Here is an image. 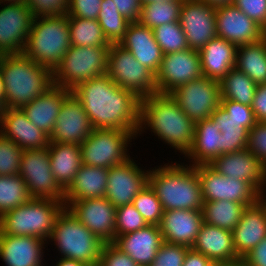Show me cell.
Wrapping results in <instances>:
<instances>
[{
	"mask_svg": "<svg viewBox=\"0 0 266 266\" xmlns=\"http://www.w3.org/2000/svg\"><path fill=\"white\" fill-rule=\"evenodd\" d=\"M184 0H167L143 4L138 22L150 29L162 24L179 21Z\"/></svg>",
	"mask_w": 266,
	"mask_h": 266,
	"instance_id": "obj_38",
	"label": "cell"
},
{
	"mask_svg": "<svg viewBox=\"0 0 266 266\" xmlns=\"http://www.w3.org/2000/svg\"><path fill=\"white\" fill-rule=\"evenodd\" d=\"M246 204L227 200L204 202L202 206L203 222L232 231L241 219Z\"/></svg>",
	"mask_w": 266,
	"mask_h": 266,
	"instance_id": "obj_35",
	"label": "cell"
},
{
	"mask_svg": "<svg viewBox=\"0 0 266 266\" xmlns=\"http://www.w3.org/2000/svg\"><path fill=\"white\" fill-rule=\"evenodd\" d=\"M0 134L22 150L48 148L49 135L37 128L20 108H6L0 119Z\"/></svg>",
	"mask_w": 266,
	"mask_h": 266,
	"instance_id": "obj_23",
	"label": "cell"
},
{
	"mask_svg": "<svg viewBox=\"0 0 266 266\" xmlns=\"http://www.w3.org/2000/svg\"><path fill=\"white\" fill-rule=\"evenodd\" d=\"M115 236L129 234L148 224L132 204L119 206L115 211Z\"/></svg>",
	"mask_w": 266,
	"mask_h": 266,
	"instance_id": "obj_44",
	"label": "cell"
},
{
	"mask_svg": "<svg viewBox=\"0 0 266 266\" xmlns=\"http://www.w3.org/2000/svg\"><path fill=\"white\" fill-rule=\"evenodd\" d=\"M6 108H22L53 86L52 70L23 53L2 54Z\"/></svg>",
	"mask_w": 266,
	"mask_h": 266,
	"instance_id": "obj_5",
	"label": "cell"
},
{
	"mask_svg": "<svg viewBox=\"0 0 266 266\" xmlns=\"http://www.w3.org/2000/svg\"><path fill=\"white\" fill-rule=\"evenodd\" d=\"M22 149L0 134V176L19 174Z\"/></svg>",
	"mask_w": 266,
	"mask_h": 266,
	"instance_id": "obj_43",
	"label": "cell"
},
{
	"mask_svg": "<svg viewBox=\"0 0 266 266\" xmlns=\"http://www.w3.org/2000/svg\"><path fill=\"white\" fill-rule=\"evenodd\" d=\"M216 34L237 47L259 42L266 31L235 5L215 8Z\"/></svg>",
	"mask_w": 266,
	"mask_h": 266,
	"instance_id": "obj_20",
	"label": "cell"
},
{
	"mask_svg": "<svg viewBox=\"0 0 266 266\" xmlns=\"http://www.w3.org/2000/svg\"><path fill=\"white\" fill-rule=\"evenodd\" d=\"M69 35L73 46H110L97 19L69 17Z\"/></svg>",
	"mask_w": 266,
	"mask_h": 266,
	"instance_id": "obj_37",
	"label": "cell"
},
{
	"mask_svg": "<svg viewBox=\"0 0 266 266\" xmlns=\"http://www.w3.org/2000/svg\"><path fill=\"white\" fill-rule=\"evenodd\" d=\"M182 266H214V263L207 256L189 248Z\"/></svg>",
	"mask_w": 266,
	"mask_h": 266,
	"instance_id": "obj_55",
	"label": "cell"
},
{
	"mask_svg": "<svg viewBox=\"0 0 266 266\" xmlns=\"http://www.w3.org/2000/svg\"><path fill=\"white\" fill-rule=\"evenodd\" d=\"M236 121H245V128L250 131L256 124V119L251 106L235 102L233 100H221L220 104Z\"/></svg>",
	"mask_w": 266,
	"mask_h": 266,
	"instance_id": "obj_50",
	"label": "cell"
},
{
	"mask_svg": "<svg viewBox=\"0 0 266 266\" xmlns=\"http://www.w3.org/2000/svg\"><path fill=\"white\" fill-rule=\"evenodd\" d=\"M203 75L198 51L192 49L166 53L155 74L157 93L169 94L178 86Z\"/></svg>",
	"mask_w": 266,
	"mask_h": 266,
	"instance_id": "obj_15",
	"label": "cell"
},
{
	"mask_svg": "<svg viewBox=\"0 0 266 266\" xmlns=\"http://www.w3.org/2000/svg\"><path fill=\"white\" fill-rule=\"evenodd\" d=\"M235 67L256 85L266 84V37L259 42L238 46Z\"/></svg>",
	"mask_w": 266,
	"mask_h": 266,
	"instance_id": "obj_34",
	"label": "cell"
},
{
	"mask_svg": "<svg viewBox=\"0 0 266 266\" xmlns=\"http://www.w3.org/2000/svg\"><path fill=\"white\" fill-rule=\"evenodd\" d=\"M69 0H26L34 17L67 15Z\"/></svg>",
	"mask_w": 266,
	"mask_h": 266,
	"instance_id": "obj_47",
	"label": "cell"
},
{
	"mask_svg": "<svg viewBox=\"0 0 266 266\" xmlns=\"http://www.w3.org/2000/svg\"><path fill=\"white\" fill-rule=\"evenodd\" d=\"M170 145L175 152L188 153L193 144L195 123L184 113L170 94H152L140 101V136L145 130ZM144 131V132H143ZM177 150V151H176Z\"/></svg>",
	"mask_w": 266,
	"mask_h": 266,
	"instance_id": "obj_3",
	"label": "cell"
},
{
	"mask_svg": "<svg viewBox=\"0 0 266 266\" xmlns=\"http://www.w3.org/2000/svg\"><path fill=\"white\" fill-rule=\"evenodd\" d=\"M54 243L61 258L97 266L104 243L64 207L54 222L48 242Z\"/></svg>",
	"mask_w": 266,
	"mask_h": 266,
	"instance_id": "obj_8",
	"label": "cell"
},
{
	"mask_svg": "<svg viewBox=\"0 0 266 266\" xmlns=\"http://www.w3.org/2000/svg\"><path fill=\"white\" fill-rule=\"evenodd\" d=\"M197 1L206 3L207 5H211L214 8L230 5L233 3V0H197Z\"/></svg>",
	"mask_w": 266,
	"mask_h": 266,
	"instance_id": "obj_57",
	"label": "cell"
},
{
	"mask_svg": "<svg viewBox=\"0 0 266 266\" xmlns=\"http://www.w3.org/2000/svg\"><path fill=\"white\" fill-rule=\"evenodd\" d=\"M196 171L204 202L227 200L250 206L260 199V194L249 183L223 176L210 165L196 166Z\"/></svg>",
	"mask_w": 266,
	"mask_h": 266,
	"instance_id": "obj_14",
	"label": "cell"
},
{
	"mask_svg": "<svg viewBox=\"0 0 266 266\" xmlns=\"http://www.w3.org/2000/svg\"><path fill=\"white\" fill-rule=\"evenodd\" d=\"M179 23L185 33L189 49L200 51L217 36L215 8L197 0H184Z\"/></svg>",
	"mask_w": 266,
	"mask_h": 266,
	"instance_id": "obj_18",
	"label": "cell"
},
{
	"mask_svg": "<svg viewBox=\"0 0 266 266\" xmlns=\"http://www.w3.org/2000/svg\"><path fill=\"white\" fill-rule=\"evenodd\" d=\"M106 75L140 99L157 93L155 74L119 44L109 47Z\"/></svg>",
	"mask_w": 266,
	"mask_h": 266,
	"instance_id": "obj_10",
	"label": "cell"
},
{
	"mask_svg": "<svg viewBox=\"0 0 266 266\" xmlns=\"http://www.w3.org/2000/svg\"><path fill=\"white\" fill-rule=\"evenodd\" d=\"M31 199L25 181L19 174L0 176V217Z\"/></svg>",
	"mask_w": 266,
	"mask_h": 266,
	"instance_id": "obj_39",
	"label": "cell"
},
{
	"mask_svg": "<svg viewBox=\"0 0 266 266\" xmlns=\"http://www.w3.org/2000/svg\"><path fill=\"white\" fill-rule=\"evenodd\" d=\"M0 53H22L33 23L27 4H0Z\"/></svg>",
	"mask_w": 266,
	"mask_h": 266,
	"instance_id": "obj_19",
	"label": "cell"
},
{
	"mask_svg": "<svg viewBox=\"0 0 266 266\" xmlns=\"http://www.w3.org/2000/svg\"><path fill=\"white\" fill-rule=\"evenodd\" d=\"M133 158L108 168L105 197L117 208L132 204L137 194L148 184L150 169H143Z\"/></svg>",
	"mask_w": 266,
	"mask_h": 266,
	"instance_id": "obj_16",
	"label": "cell"
},
{
	"mask_svg": "<svg viewBox=\"0 0 266 266\" xmlns=\"http://www.w3.org/2000/svg\"><path fill=\"white\" fill-rule=\"evenodd\" d=\"M19 175L32 198L64 202L65 190L51 171L48 148L23 150Z\"/></svg>",
	"mask_w": 266,
	"mask_h": 266,
	"instance_id": "obj_12",
	"label": "cell"
},
{
	"mask_svg": "<svg viewBox=\"0 0 266 266\" xmlns=\"http://www.w3.org/2000/svg\"><path fill=\"white\" fill-rule=\"evenodd\" d=\"M109 47L71 45L52 71L53 85L72 90L83 81L105 75Z\"/></svg>",
	"mask_w": 266,
	"mask_h": 266,
	"instance_id": "obj_9",
	"label": "cell"
},
{
	"mask_svg": "<svg viewBox=\"0 0 266 266\" xmlns=\"http://www.w3.org/2000/svg\"><path fill=\"white\" fill-rule=\"evenodd\" d=\"M69 16L34 17L22 53L52 71L71 47Z\"/></svg>",
	"mask_w": 266,
	"mask_h": 266,
	"instance_id": "obj_6",
	"label": "cell"
},
{
	"mask_svg": "<svg viewBox=\"0 0 266 266\" xmlns=\"http://www.w3.org/2000/svg\"><path fill=\"white\" fill-rule=\"evenodd\" d=\"M47 242L32 236H13L0 231V259L5 266H44Z\"/></svg>",
	"mask_w": 266,
	"mask_h": 266,
	"instance_id": "obj_25",
	"label": "cell"
},
{
	"mask_svg": "<svg viewBox=\"0 0 266 266\" xmlns=\"http://www.w3.org/2000/svg\"><path fill=\"white\" fill-rule=\"evenodd\" d=\"M102 0H69L67 15L84 19H97Z\"/></svg>",
	"mask_w": 266,
	"mask_h": 266,
	"instance_id": "obj_48",
	"label": "cell"
},
{
	"mask_svg": "<svg viewBox=\"0 0 266 266\" xmlns=\"http://www.w3.org/2000/svg\"><path fill=\"white\" fill-rule=\"evenodd\" d=\"M163 243L157 225H147L129 234L117 236L113 244L126 253L136 264L152 265Z\"/></svg>",
	"mask_w": 266,
	"mask_h": 266,
	"instance_id": "obj_28",
	"label": "cell"
},
{
	"mask_svg": "<svg viewBox=\"0 0 266 266\" xmlns=\"http://www.w3.org/2000/svg\"><path fill=\"white\" fill-rule=\"evenodd\" d=\"M210 166L223 176L249 183L259 194L266 189V167L247 149L221 154Z\"/></svg>",
	"mask_w": 266,
	"mask_h": 266,
	"instance_id": "obj_21",
	"label": "cell"
},
{
	"mask_svg": "<svg viewBox=\"0 0 266 266\" xmlns=\"http://www.w3.org/2000/svg\"><path fill=\"white\" fill-rule=\"evenodd\" d=\"M191 248L207 256L213 263L241 260L233 245L232 232L204 222Z\"/></svg>",
	"mask_w": 266,
	"mask_h": 266,
	"instance_id": "obj_30",
	"label": "cell"
},
{
	"mask_svg": "<svg viewBox=\"0 0 266 266\" xmlns=\"http://www.w3.org/2000/svg\"><path fill=\"white\" fill-rule=\"evenodd\" d=\"M247 143L245 121L232 119L220 105L210 118L195 123L193 144L185 156L190 165H210L221 154L246 149Z\"/></svg>",
	"mask_w": 266,
	"mask_h": 266,
	"instance_id": "obj_2",
	"label": "cell"
},
{
	"mask_svg": "<svg viewBox=\"0 0 266 266\" xmlns=\"http://www.w3.org/2000/svg\"><path fill=\"white\" fill-rule=\"evenodd\" d=\"M71 93L82 104L93 129L130 131L137 138L141 99L132 91L105 74L79 83Z\"/></svg>",
	"mask_w": 266,
	"mask_h": 266,
	"instance_id": "obj_1",
	"label": "cell"
},
{
	"mask_svg": "<svg viewBox=\"0 0 266 266\" xmlns=\"http://www.w3.org/2000/svg\"><path fill=\"white\" fill-rule=\"evenodd\" d=\"M132 205L145 219L148 225L159 226L163 215V207L155 191L147 184L133 199Z\"/></svg>",
	"mask_w": 266,
	"mask_h": 266,
	"instance_id": "obj_42",
	"label": "cell"
},
{
	"mask_svg": "<svg viewBox=\"0 0 266 266\" xmlns=\"http://www.w3.org/2000/svg\"><path fill=\"white\" fill-rule=\"evenodd\" d=\"M48 152L51 171L61 187L66 190L83 164L80 145L49 143Z\"/></svg>",
	"mask_w": 266,
	"mask_h": 266,
	"instance_id": "obj_33",
	"label": "cell"
},
{
	"mask_svg": "<svg viewBox=\"0 0 266 266\" xmlns=\"http://www.w3.org/2000/svg\"><path fill=\"white\" fill-rule=\"evenodd\" d=\"M266 167V122L257 121L248 131L247 148Z\"/></svg>",
	"mask_w": 266,
	"mask_h": 266,
	"instance_id": "obj_46",
	"label": "cell"
},
{
	"mask_svg": "<svg viewBox=\"0 0 266 266\" xmlns=\"http://www.w3.org/2000/svg\"><path fill=\"white\" fill-rule=\"evenodd\" d=\"M231 232L234 248L242 260L266 237V205L261 199L244 209Z\"/></svg>",
	"mask_w": 266,
	"mask_h": 266,
	"instance_id": "obj_24",
	"label": "cell"
},
{
	"mask_svg": "<svg viewBox=\"0 0 266 266\" xmlns=\"http://www.w3.org/2000/svg\"><path fill=\"white\" fill-rule=\"evenodd\" d=\"M93 128L82 104L71 94L64 102L49 136L50 143L81 145Z\"/></svg>",
	"mask_w": 266,
	"mask_h": 266,
	"instance_id": "obj_22",
	"label": "cell"
},
{
	"mask_svg": "<svg viewBox=\"0 0 266 266\" xmlns=\"http://www.w3.org/2000/svg\"><path fill=\"white\" fill-rule=\"evenodd\" d=\"M97 20L110 44H119L130 23L123 17L112 0H102Z\"/></svg>",
	"mask_w": 266,
	"mask_h": 266,
	"instance_id": "obj_40",
	"label": "cell"
},
{
	"mask_svg": "<svg viewBox=\"0 0 266 266\" xmlns=\"http://www.w3.org/2000/svg\"><path fill=\"white\" fill-rule=\"evenodd\" d=\"M169 162L151 168L148 176V184L163 210H202L204 201L196 166Z\"/></svg>",
	"mask_w": 266,
	"mask_h": 266,
	"instance_id": "obj_4",
	"label": "cell"
},
{
	"mask_svg": "<svg viewBox=\"0 0 266 266\" xmlns=\"http://www.w3.org/2000/svg\"><path fill=\"white\" fill-rule=\"evenodd\" d=\"M119 45L130 51L138 62L154 74L158 72L164 54L155 40L153 29L138 21L130 22Z\"/></svg>",
	"mask_w": 266,
	"mask_h": 266,
	"instance_id": "obj_27",
	"label": "cell"
},
{
	"mask_svg": "<svg viewBox=\"0 0 266 266\" xmlns=\"http://www.w3.org/2000/svg\"><path fill=\"white\" fill-rule=\"evenodd\" d=\"M265 192H266V189L260 193V199L266 205V193Z\"/></svg>",
	"mask_w": 266,
	"mask_h": 266,
	"instance_id": "obj_62",
	"label": "cell"
},
{
	"mask_svg": "<svg viewBox=\"0 0 266 266\" xmlns=\"http://www.w3.org/2000/svg\"><path fill=\"white\" fill-rule=\"evenodd\" d=\"M169 94L194 123L210 118L221 104L220 82L203 75Z\"/></svg>",
	"mask_w": 266,
	"mask_h": 266,
	"instance_id": "obj_13",
	"label": "cell"
},
{
	"mask_svg": "<svg viewBox=\"0 0 266 266\" xmlns=\"http://www.w3.org/2000/svg\"><path fill=\"white\" fill-rule=\"evenodd\" d=\"M135 138L130 131L93 129L80 145L82 163L107 169L123 163L130 158L129 144Z\"/></svg>",
	"mask_w": 266,
	"mask_h": 266,
	"instance_id": "obj_11",
	"label": "cell"
},
{
	"mask_svg": "<svg viewBox=\"0 0 266 266\" xmlns=\"http://www.w3.org/2000/svg\"><path fill=\"white\" fill-rule=\"evenodd\" d=\"M242 260L245 266H266V237Z\"/></svg>",
	"mask_w": 266,
	"mask_h": 266,
	"instance_id": "obj_54",
	"label": "cell"
},
{
	"mask_svg": "<svg viewBox=\"0 0 266 266\" xmlns=\"http://www.w3.org/2000/svg\"><path fill=\"white\" fill-rule=\"evenodd\" d=\"M202 223V210H167L163 212L159 228L163 241L191 248Z\"/></svg>",
	"mask_w": 266,
	"mask_h": 266,
	"instance_id": "obj_26",
	"label": "cell"
},
{
	"mask_svg": "<svg viewBox=\"0 0 266 266\" xmlns=\"http://www.w3.org/2000/svg\"><path fill=\"white\" fill-rule=\"evenodd\" d=\"M189 247L163 241L151 266H182Z\"/></svg>",
	"mask_w": 266,
	"mask_h": 266,
	"instance_id": "obj_45",
	"label": "cell"
},
{
	"mask_svg": "<svg viewBox=\"0 0 266 266\" xmlns=\"http://www.w3.org/2000/svg\"><path fill=\"white\" fill-rule=\"evenodd\" d=\"M119 13L130 22L138 21L142 4L140 0H112Z\"/></svg>",
	"mask_w": 266,
	"mask_h": 266,
	"instance_id": "obj_52",
	"label": "cell"
},
{
	"mask_svg": "<svg viewBox=\"0 0 266 266\" xmlns=\"http://www.w3.org/2000/svg\"><path fill=\"white\" fill-rule=\"evenodd\" d=\"M66 207L103 243L115 241L116 207L106 197L71 201Z\"/></svg>",
	"mask_w": 266,
	"mask_h": 266,
	"instance_id": "obj_17",
	"label": "cell"
},
{
	"mask_svg": "<svg viewBox=\"0 0 266 266\" xmlns=\"http://www.w3.org/2000/svg\"><path fill=\"white\" fill-rule=\"evenodd\" d=\"M108 169L82 164L65 190L64 206L71 201L105 197Z\"/></svg>",
	"mask_w": 266,
	"mask_h": 266,
	"instance_id": "obj_32",
	"label": "cell"
},
{
	"mask_svg": "<svg viewBox=\"0 0 266 266\" xmlns=\"http://www.w3.org/2000/svg\"><path fill=\"white\" fill-rule=\"evenodd\" d=\"M221 100H233L251 106L257 85L236 67L220 81Z\"/></svg>",
	"mask_w": 266,
	"mask_h": 266,
	"instance_id": "obj_36",
	"label": "cell"
},
{
	"mask_svg": "<svg viewBox=\"0 0 266 266\" xmlns=\"http://www.w3.org/2000/svg\"><path fill=\"white\" fill-rule=\"evenodd\" d=\"M135 262L113 243H104L97 266H135Z\"/></svg>",
	"mask_w": 266,
	"mask_h": 266,
	"instance_id": "obj_49",
	"label": "cell"
},
{
	"mask_svg": "<svg viewBox=\"0 0 266 266\" xmlns=\"http://www.w3.org/2000/svg\"><path fill=\"white\" fill-rule=\"evenodd\" d=\"M6 111L5 103L0 99V119Z\"/></svg>",
	"mask_w": 266,
	"mask_h": 266,
	"instance_id": "obj_61",
	"label": "cell"
},
{
	"mask_svg": "<svg viewBox=\"0 0 266 266\" xmlns=\"http://www.w3.org/2000/svg\"><path fill=\"white\" fill-rule=\"evenodd\" d=\"M232 4L266 31V0H233Z\"/></svg>",
	"mask_w": 266,
	"mask_h": 266,
	"instance_id": "obj_51",
	"label": "cell"
},
{
	"mask_svg": "<svg viewBox=\"0 0 266 266\" xmlns=\"http://www.w3.org/2000/svg\"><path fill=\"white\" fill-rule=\"evenodd\" d=\"M0 99L5 103V85L4 79L1 72V60H0Z\"/></svg>",
	"mask_w": 266,
	"mask_h": 266,
	"instance_id": "obj_58",
	"label": "cell"
},
{
	"mask_svg": "<svg viewBox=\"0 0 266 266\" xmlns=\"http://www.w3.org/2000/svg\"><path fill=\"white\" fill-rule=\"evenodd\" d=\"M54 266H87L85 263L74 259L60 258Z\"/></svg>",
	"mask_w": 266,
	"mask_h": 266,
	"instance_id": "obj_56",
	"label": "cell"
},
{
	"mask_svg": "<svg viewBox=\"0 0 266 266\" xmlns=\"http://www.w3.org/2000/svg\"><path fill=\"white\" fill-rule=\"evenodd\" d=\"M153 32L163 54L189 49L185 33L179 21L159 25L153 29Z\"/></svg>",
	"mask_w": 266,
	"mask_h": 266,
	"instance_id": "obj_41",
	"label": "cell"
},
{
	"mask_svg": "<svg viewBox=\"0 0 266 266\" xmlns=\"http://www.w3.org/2000/svg\"><path fill=\"white\" fill-rule=\"evenodd\" d=\"M214 266H245V263L243 260H238L226 263H214Z\"/></svg>",
	"mask_w": 266,
	"mask_h": 266,
	"instance_id": "obj_59",
	"label": "cell"
},
{
	"mask_svg": "<svg viewBox=\"0 0 266 266\" xmlns=\"http://www.w3.org/2000/svg\"><path fill=\"white\" fill-rule=\"evenodd\" d=\"M71 94V90L53 85L21 109L30 122L50 136L63 102Z\"/></svg>",
	"mask_w": 266,
	"mask_h": 266,
	"instance_id": "obj_29",
	"label": "cell"
},
{
	"mask_svg": "<svg viewBox=\"0 0 266 266\" xmlns=\"http://www.w3.org/2000/svg\"><path fill=\"white\" fill-rule=\"evenodd\" d=\"M251 107L256 121L266 122V84L257 85Z\"/></svg>",
	"mask_w": 266,
	"mask_h": 266,
	"instance_id": "obj_53",
	"label": "cell"
},
{
	"mask_svg": "<svg viewBox=\"0 0 266 266\" xmlns=\"http://www.w3.org/2000/svg\"><path fill=\"white\" fill-rule=\"evenodd\" d=\"M135 266H149V265L135 264Z\"/></svg>",
	"mask_w": 266,
	"mask_h": 266,
	"instance_id": "obj_64",
	"label": "cell"
},
{
	"mask_svg": "<svg viewBox=\"0 0 266 266\" xmlns=\"http://www.w3.org/2000/svg\"><path fill=\"white\" fill-rule=\"evenodd\" d=\"M237 46L214 37L199 51L203 76L220 81L236 65Z\"/></svg>",
	"mask_w": 266,
	"mask_h": 266,
	"instance_id": "obj_31",
	"label": "cell"
},
{
	"mask_svg": "<svg viewBox=\"0 0 266 266\" xmlns=\"http://www.w3.org/2000/svg\"><path fill=\"white\" fill-rule=\"evenodd\" d=\"M26 4V0H0V4Z\"/></svg>",
	"mask_w": 266,
	"mask_h": 266,
	"instance_id": "obj_60",
	"label": "cell"
},
{
	"mask_svg": "<svg viewBox=\"0 0 266 266\" xmlns=\"http://www.w3.org/2000/svg\"><path fill=\"white\" fill-rule=\"evenodd\" d=\"M161 2V1H167V0H140L141 4H146V3H149V2Z\"/></svg>",
	"mask_w": 266,
	"mask_h": 266,
	"instance_id": "obj_63",
	"label": "cell"
},
{
	"mask_svg": "<svg viewBox=\"0 0 266 266\" xmlns=\"http://www.w3.org/2000/svg\"><path fill=\"white\" fill-rule=\"evenodd\" d=\"M64 207V202L54 199L32 198L0 217V231L13 236L38 237L48 243L55 219Z\"/></svg>",
	"mask_w": 266,
	"mask_h": 266,
	"instance_id": "obj_7",
	"label": "cell"
}]
</instances>
